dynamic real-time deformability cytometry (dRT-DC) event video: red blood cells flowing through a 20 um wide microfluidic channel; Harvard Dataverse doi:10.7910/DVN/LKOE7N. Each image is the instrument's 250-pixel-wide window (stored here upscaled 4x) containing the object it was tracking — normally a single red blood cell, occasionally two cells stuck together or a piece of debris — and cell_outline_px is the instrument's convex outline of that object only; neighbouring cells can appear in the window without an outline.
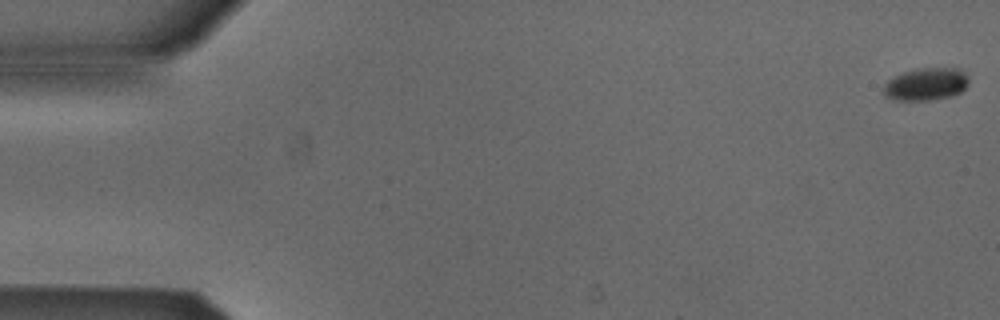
{"species": "Egyptian fruit bat (a non-hibernating species)", "species_latin": "Rousettus aegyptiacus", "temperature_condition": "cold", "stored_images_in_passage": 54, "camera_frame_rate_fps": 3000, "um_per_image_px": 0.085, "animal": {"sex": "male"}, "frame": {"image": 1, "passage_image": 1, "time_ms": 0.0, "image_size_px": [1000, 320], "cell_outline_px": [[968, 84], [960, 92], [952, 96], [928, 100], [892, 100], [884, 96], [884, 84], [888, 80], [904, 72], [916, 68], [960, 68], [968, 76]], "centroid_in_image_um": [78.71, 7.15], "position_along_channel_um": 6.3, "area_um2": 16.18}}
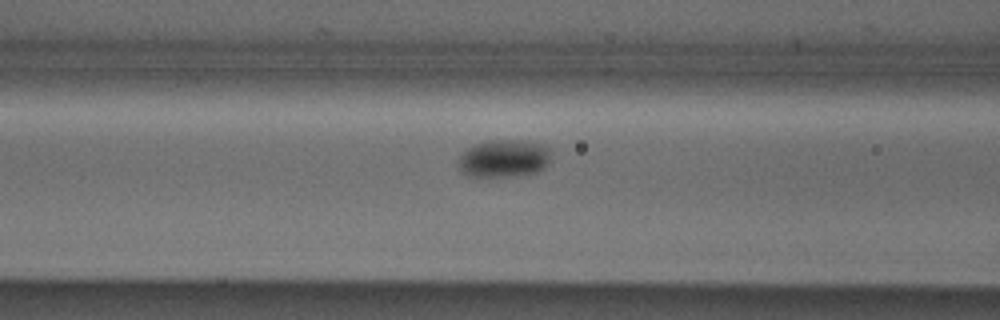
{"frame": {"image": 2, "passage_image": 22, "time_ms": 7.0, "image_size_px": [1000, 320], "cell_outline_px": [[552, 152], [548, 164], [544, 168], [536, 172], [524, 176], [468, 176], [460, 172], [456, 168], [456, 164], [460, 152], [476, 144], [492, 140], [528, 140], [540, 144], [548, 148]], "centroid_in_image_um": [42.8, 13.48], "position_along_channel_um": 123.8, "area_um2": 20.87}}
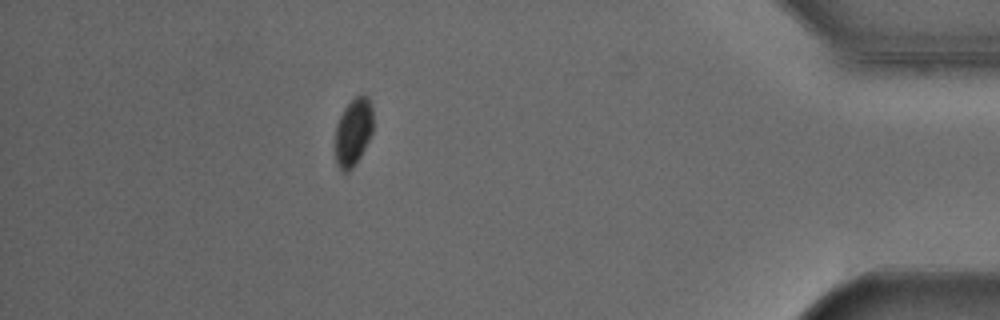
{"frame": {"image": 3, "passage_image": 48, "time_ms": 15.667, "image_size_px": [1000, 320], "cell_outline_px": [[372, 132], [356, 164], [348, 172], [344, 172], [336, 164], [336, 124], [344, 108], [356, 96], [364, 92], [368, 96], [372, 108]], "centroid_in_image_um": [30.03, 11.19], "position_along_channel_um": 405.2, "area_um2": 14.85}}